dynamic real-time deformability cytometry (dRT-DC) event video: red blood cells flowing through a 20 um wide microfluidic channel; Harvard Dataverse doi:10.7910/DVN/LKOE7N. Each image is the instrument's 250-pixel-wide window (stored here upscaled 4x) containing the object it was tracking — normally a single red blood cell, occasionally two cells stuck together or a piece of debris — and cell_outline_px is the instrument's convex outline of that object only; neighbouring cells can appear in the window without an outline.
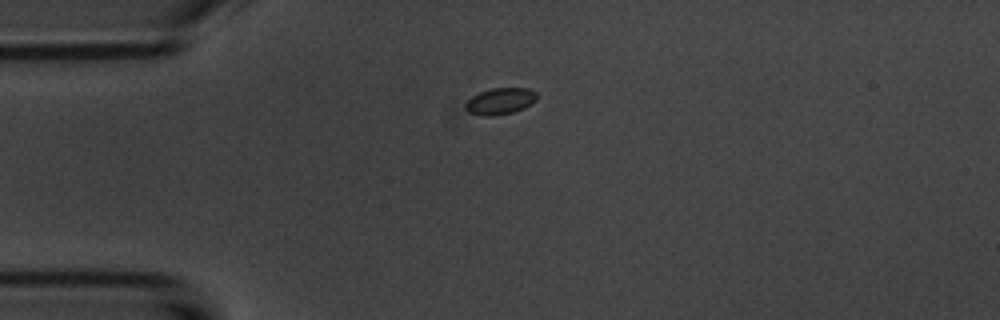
{"species": "common noctule bat (a hibernating species)", "species_latin": "Nyctalus noctula", "temperature_condition": "room temperature", "stored_images_in_passage": 6, "camera_frame_rate_fps": 3000, "um_per_image_px": 0.085, "animal": {"sex": "male", "body_mass_g": 20.1, "forearm_length_mm": 53.5}, "frame": {"image": 1, "passage_image": 1, "time_ms": 0.0, "image_size_px": [1000, 320], "cell_outline_px": [[536, 100], [524, 108], [512, 112], [488, 116], [480, 116], [468, 112], [464, 108], [464, 104], [472, 96], [480, 92], [492, 88], [528, 88], [536, 92]], "centroid_in_image_um": [42.48, 8.6], "position_along_channel_um": 42.5, "area_um2": 10.98}}
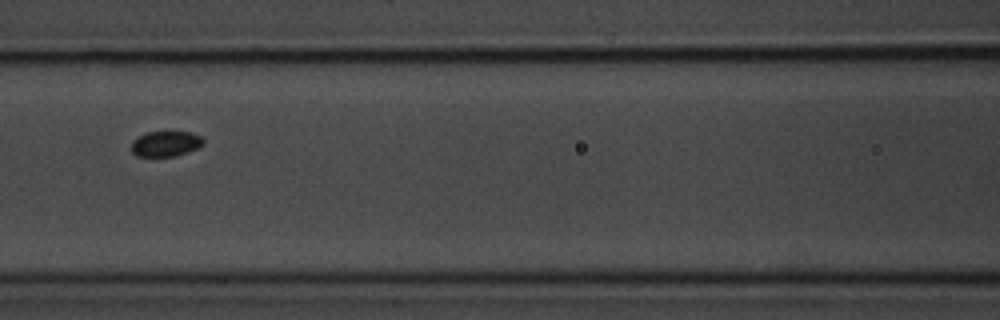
{"frame": {"image": 2, "passage_image": 4, "time_ms": 3.667, "image_size_px": [1000, 320], "cell_outline_px": [[204, 144], [200, 148], [176, 156], [136, 156], [132, 152], [132, 140], [148, 132], [192, 132], [200, 136], [204, 140]], "centroid_in_image_um": [14.12, 12.22], "position_along_channel_um": 152.5, "area_um2": 10.69}}
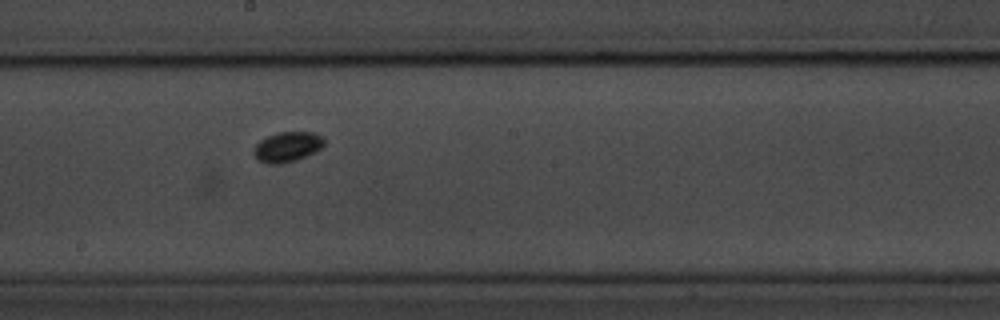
{"frame": {"image": 3, "passage_image": 6, "time_ms": 5.667, "image_size_px": [1000, 320], "cell_outline_px": [[324, 144], [316, 152], [296, 160], [280, 164], [268, 164], [256, 160], [252, 152], [252, 148], [260, 140], [276, 132], [312, 132], [324, 136]], "centroid_in_image_um": [24.39, 12.49], "position_along_channel_um": 223.8, "area_um2": 12.6}}